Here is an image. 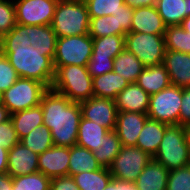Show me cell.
Here are the masks:
<instances>
[{"label":"cell","instance_id":"cell-1","mask_svg":"<svg viewBox=\"0 0 190 190\" xmlns=\"http://www.w3.org/2000/svg\"><path fill=\"white\" fill-rule=\"evenodd\" d=\"M57 38L51 25L17 23L0 38V52L20 78L35 79L51 88Z\"/></svg>","mask_w":190,"mask_h":190},{"label":"cell","instance_id":"cell-2","mask_svg":"<svg viewBox=\"0 0 190 190\" xmlns=\"http://www.w3.org/2000/svg\"><path fill=\"white\" fill-rule=\"evenodd\" d=\"M43 125L47 126L56 146L76 145L81 119L80 103L49 88L42 96Z\"/></svg>","mask_w":190,"mask_h":190},{"label":"cell","instance_id":"cell-3","mask_svg":"<svg viewBox=\"0 0 190 190\" xmlns=\"http://www.w3.org/2000/svg\"><path fill=\"white\" fill-rule=\"evenodd\" d=\"M90 16L84 0H59L51 27L60 37L89 34Z\"/></svg>","mask_w":190,"mask_h":190},{"label":"cell","instance_id":"cell-4","mask_svg":"<svg viewBox=\"0 0 190 190\" xmlns=\"http://www.w3.org/2000/svg\"><path fill=\"white\" fill-rule=\"evenodd\" d=\"M51 89L68 97L71 102H83L93 97L92 76L87 66H59Z\"/></svg>","mask_w":190,"mask_h":190},{"label":"cell","instance_id":"cell-5","mask_svg":"<svg viewBox=\"0 0 190 190\" xmlns=\"http://www.w3.org/2000/svg\"><path fill=\"white\" fill-rule=\"evenodd\" d=\"M153 159L169 171L190 165V146L186 126L168 125Z\"/></svg>","mask_w":190,"mask_h":190},{"label":"cell","instance_id":"cell-6","mask_svg":"<svg viewBox=\"0 0 190 190\" xmlns=\"http://www.w3.org/2000/svg\"><path fill=\"white\" fill-rule=\"evenodd\" d=\"M49 88L35 79L18 78L3 93L2 104L11 114L40 105L43 94Z\"/></svg>","mask_w":190,"mask_h":190},{"label":"cell","instance_id":"cell-7","mask_svg":"<svg viewBox=\"0 0 190 190\" xmlns=\"http://www.w3.org/2000/svg\"><path fill=\"white\" fill-rule=\"evenodd\" d=\"M93 39L89 34L57 38L54 69L59 66H87L92 55Z\"/></svg>","mask_w":190,"mask_h":190},{"label":"cell","instance_id":"cell-8","mask_svg":"<svg viewBox=\"0 0 190 190\" xmlns=\"http://www.w3.org/2000/svg\"><path fill=\"white\" fill-rule=\"evenodd\" d=\"M124 45L144 67L163 64L166 51L164 35L130 32L125 35Z\"/></svg>","mask_w":190,"mask_h":190},{"label":"cell","instance_id":"cell-9","mask_svg":"<svg viewBox=\"0 0 190 190\" xmlns=\"http://www.w3.org/2000/svg\"><path fill=\"white\" fill-rule=\"evenodd\" d=\"M182 88L170 85L149 97L147 116L167 125L179 124Z\"/></svg>","mask_w":190,"mask_h":190},{"label":"cell","instance_id":"cell-10","mask_svg":"<svg viewBox=\"0 0 190 190\" xmlns=\"http://www.w3.org/2000/svg\"><path fill=\"white\" fill-rule=\"evenodd\" d=\"M152 159L137 146H122L109 170L113 178L134 183Z\"/></svg>","mask_w":190,"mask_h":190},{"label":"cell","instance_id":"cell-11","mask_svg":"<svg viewBox=\"0 0 190 190\" xmlns=\"http://www.w3.org/2000/svg\"><path fill=\"white\" fill-rule=\"evenodd\" d=\"M59 0H13L16 21L21 25H51Z\"/></svg>","mask_w":190,"mask_h":190},{"label":"cell","instance_id":"cell-12","mask_svg":"<svg viewBox=\"0 0 190 190\" xmlns=\"http://www.w3.org/2000/svg\"><path fill=\"white\" fill-rule=\"evenodd\" d=\"M80 109L82 118L97 122L109 131L115 129L118 112L115 100L93 96L80 102Z\"/></svg>","mask_w":190,"mask_h":190},{"label":"cell","instance_id":"cell-13","mask_svg":"<svg viewBox=\"0 0 190 190\" xmlns=\"http://www.w3.org/2000/svg\"><path fill=\"white\" fill-rule=\"evenodd\" d=\"M70 147L53 145L38 156V171L50 179L68 176Z\"/></svg>","mask_w":190,"mask_h":190},{"label":"cell","instance_id":"cell-14","mask_svg":"<svg viewBox=\"0 0 190 190\" xmlns=\"http://www.w3.org/2000/svg\"><path fill=\"white\" fill-rule=\"evenodd\" d=\"M149 117L144 113L118 111L114 131L122 146H136L139 133Z\"/></svg>","mask_w":190,"mask_h":190},{"label":"cell","instance_id":"cell-15","mask_svg":"<svg viewBox=\"0 0 190 190\" xmlns=\"http://www.w3.org/2000/svg\"><path fill=\"white\" fill-rule=\"evenodd\" d=\"M38 156L21 142L17 143L8 152L7 174L13 178L38 172Z\"/></svg>","mask_w":190,"mask_h":190},{"label":"cell","instance_id":"cell-16","mask_svg":"<svg viewBox=\"0 0 190 190\" xmlns=\"http://www.w3.org/2000/svg\"><path fill=\"white\" fill-rule=\"evenodd\" d=\"M163 65L169 74L171 85L190 87V54L166 50Z\"/></svg>","mask_w":190,"mask_h":190},{"label":"cell","instance_id":"cell-17","mask_svg":"<svg viewBox=\"0 0 190 190\" xmlns=\"http://www.w3.org/2000/svg\"><path fill=\"white\" fill-rule=\"evenodd\" d=\"M149 97L137 83H130L115 98L117 111L147 114Z\"/></svg>","mask_w":190,"mask_h":190},{"label":"cell","instance_id":"cell-18","mask_svg":"<svg viewBox=\"0 0 190 190\" xmlns=\"http://www.w3.org/2000/svg\"><path fill=\"white\" fill-rule=\"evenodd\" d=\"M166 27L155 6L134 9L131 32L165 35Z\"/></svg>","mask_w":190,"mask_h":190},{"label":"cell","instance_id":"cell-19","mask_svg":"<svg viewBox=\"0 0 190 190\" xmlns=\"http://www.w3.org/2000/svg\"><path fill=\"white\" fill-rule=\"evenodd\" d=\"M169 170L154 159L134 182L138 190H166Z\"/></svg>","mask_w":190,"mask_h":190},{"label":"cell","instance_id":"cell-20","mask_svg":"<svg viewBox=\"0 0 190 190\" xmlns=\"http://www.w3.org/2000/svg\"><path fill=\"white\" fill-rule=\"evenodd\" d=\"M130 83L114 71L92 78L93 94L96 97L115 100Z\"/></svg>","mask_w":190,"mask_h":190},{"label":"cell","instance_id":"cell-21","mask_svg":"<svg viewBox=\"0 0 190 190\" xmlns=\"http://www.w3.org/2000/svg\"><path fill=\"white\" fill-rule=\"evenodd\" d=\"M136 83L149 95L158 93L171 85L169 74L163 64L144 67Z\"/></svg>","mask_w":190,"mask_h":190},{"label":"cell","instance_id":"cell-22","mask_svg":"<svg viewBox=\"0 0 190 190\" xmlns=\"http://www.w3.org/2000/svg\"><path fill=\"white\" fill-rule=\"evenodd\" d=\"M168 125L147 119L139 133L136 146L152 157L156 154Z\"/></svg>","mask_w":190,"mask_h":190},{"label":"cell","instance_id":"cell-23","mask_svg":"<svg viewBox=\"0 0 190 190\" xmlns=\"http://www.w3.org/2000/svg\"><path fill=\"white\" fill-rule=\"evenodd\" d=\"M155 7L166 26L180 25L190 15V0H156Z\"/></svg>","mask_w":190,"mask_h":190},{"label":"cell","instance_id":"cell-24","mask_svg":"<svg viewBox=\"0 0 190 190\" xmlns=\"http://www.w3.org/2000/svg\"><path fill=\"white\" fill-rule=\"evenodd\" d=\"M109 130L97 122L82 118L79 122L76 144L92 152L100 147L103 137Z\"/></svg>","mask_w":190,"mask_h":190},{"label":"cell","instance_id":"cell-25","mask_svg":"<svg viewBox=\"0 0 190 190\" xmlns=\"http://www.w3.org/2000/svg\"><path fill=\"white\" fill-rule=\"evenodd\" d=\"M11 121L19 140H21L34 128L43 125L41 105L11 114Z\"/></svg>","mask_w":190,"mask_h":190},{"label":"cell","instance_id":"cell-26","mask_svg":"<svg viewBox=\"0 0 190 190\" xmlns=\"http://www.w3.org/2000/svg\"><path fill=\"white\" fill-rule=\"evenodd\" d=\"M143 69L142 62L126 49H123L113 61V71L129 83H136Z\"/></svg>","mask_w":190,"mask_h":190},{"label":"cell","instance_id":"cell-27","mask_svg":"<svg viewBox=\"0 0 190 190\" xmlns=\"http://www.w3.org/2000/svg\"><path fill=\"white\" fill-rule=\"evenodd\" d=\"M101 168L94 153L79 145L70 147L68 175L73 176L82 172L95 171Z\"/></svg>","mask_w":190,"mask_h":190},{"label":"cell","instance_id":"cell-28","mask_svg":"<svg viewBox=\"0 0 190 190\" xmlns=\"http://www.w3.org/2000/svg\"><path fill=\"white\" fill-rule=\"evenodd\" d=\"M80 190H104L112 179L109 168L82 172L72 176Z\"/></svg>","mask_w":190,"mask_h":190},{"label":"cell","instance_id":"cell-29","mask_svg":"<svg viewBox=\"0 0 190 190\" xmlns=\"http://www.w3.org/2000/svg\"><path fill=\"white\" fill-rule=\"evenodd\" d=\"M122 148L117 133L108 131L103 137L102 144L93 153L101 167L109 168Z\"/></svg>","mask_w":190,"mask_h":190},{"label":"cell","instance_id":"cell-30","mask_svg":"<svg viewBox=\"0 0 190 190\" xmlns=\"http://www.w3.org/2000/svg\"><path fill=\"white\" fill-rule=\"evenodd\" d=\"M93 39L91 56L112 57L113 59L125 49V35H109Z\"/></svg>","mask_w":190,"mask_h":190},{"label":"cell","instance_id":"cell-31","mask_svg":"<svg viewBox=\"0 0 190 190\" xmlns=\"http://www.w3.org/2000/svg\"><path fill=\"white\" fill-rule=\"evenodd\" d=\"M20 142L38 155L54 145L51 131L45 125L34 128L29 134L23 137Z\"/></svg>","mask_w":190,"mask_h":190},{"label":"cell","instance_id":"cell-32","mask_svg":"<svg viewBox=\"0 0 190 190\" xmlns=\"http://www.w3.org/2000/svg\"><path fill=\"white\" fill-rule=\"evenodd\" d=\"M126 34L122 27H118V22L113 15L90 17L89 35L92 38Z\"/></svg>","mask_w":190,"mask_h":190},{"label":"cell","instance_id":"cell-33","mask_svg":"<svg viewBox=\"0 0 190 190\" xmlns=\"http://www.w3.org/2000/svg\"><path fill=\"white\" fill-rule=\"evenodd\" d=\"M164 38L166 50L190 54V33L180 25L167 26Z\"/></svg>","mask_w":190,"mask_h":190},{"label":"cell","instance_id":"cell-34","mask_svg":"<svg viewBox=\"0 0 190 190\" xmlns=\"http://www.w3.org/2000/svg\"><path fill=\"white\" fill-rule=\"evenodd\" d=\"M50 178L41 172L12 178V190H50Z\"/></svg>","mask_w":190,"mask_h":190},{"label":"cell","instance_id":"cell-35","mask_svg":"<svg viewBox=\"0 0 190 190\" xmlns=\"http://www.w3.org/2000/svg\"><path fill=\"white\" fill-rule=\"evenodd\" d=\"M84 2L90 17L113 15L124 4V0H84Z\"/></svg>","mask_w":190,"mask_h":190},{"label":"cell","instance_id":"cell-36","mask_svg":"<svg viewBox=\"0 0 190 190\" xmlns=\"http://www.w3.org/2000/svg\"><path fill=\"white\" fill-rule=\"evenodd\" d=\"M166 190H190V165L169 171Z\"/></svg>","mask_w":190,"mask_h":190},{"label":"cell","instance_id":"cell-37","mask_svg":"<svg viewBox=\"0 0 190 190\" xmlns=\"http://www.w3.org/2000/svg\"><path fill=\"white\" fill-rule=\"evenodd\" d=\"M17 24L13 0H0V38Z\"/></svg>","mask_w":190,"mask_h":190},{"label":"cell","instance_id":"cell-38","mask_svg":"<svg viewBox=\"0 0 190 190\" xmlns=\"http://www.w3.org/2000/svg\"><path fill=\"white\" fill-rule=\"evenodd\" d=\"M18 78L16 70L11 66L7 57L0 52V91L4 93Z\"/></svg>","mask_w":190,"mask_h":190},{"label":"cell","instance_id":"cell-39","mask_svg":"<svg viewBox=\"0 0 190 190\" xmlns=\"http://www.w3.org/2000/svg\"><path fill=\"white\" fill-rule=\"evenodd\" d=\"M113 61L112 57L91 56L87 64V70L92 78L108 73L113 71Z\"/></svg>","mask_w":190,"mask_h":190},{"label":"cell","instance_id":"cell-40","mask_svg":"<svg viewBox=\"0 0 190 190\" xmlns=\"http://www.w3.org/2000/svg\"><path fill=\"white\" fill-rule=\"evenodd\" d=\"M20 140L14 129V125L11 119L7 122L0 124V146L6 150H10L14 147Z\"/></svg>","mask_w":190,"mask_h":190},{"label":"cell","instance_id":"cell-41","mask_svg":"<svg viewBox=\"0 0 190 190\" xmlns=\"http://www.w3.org/2000/svg\"><path fill=\"white\" fill-rule=\"evenodd\" d=\"M133 12L134 9L129 7L126 3L120 6V10L116 13H113L115 16L116 21L118 22V27H122V29L126 33L131 32V22L133 19Z\"/></svg>","mask_w":190,"mask_h":190},{"label":"cell","instance_id":"cell-42","mask_svg":"<svg viewBox=\"0 0 190 190\" xmlns=\"http://www.w3.org/2000/svg\"><path fill=\"white\" fill-rule=\"evenodd\" d=\"M179 125H190V87L182 88V101L179 114Z\"/></svg>","mask_w":190,"mask_h":190},{"label":"cell","instance_id":"cell-43","mask_svg":"<svg viewBox=\"0 0 190 190\" xmlns=\"http://www.w3.org/2000/svg\"><path fill=\"white\" fill-rule=\"evenodd\" d=\"M50 190H80L72 176H61L50 180Z\"/></svg>","mask_w":190,"mask_h":190},{"label":"cell","instance_id":"cell-44","mask_svg":"<svg viewBox=\"0 0 190 190\" xmlns=\"http://www.w3.org/2000/svg\"><path fill=\"white\" fill-rule=\"evenodd\" d=\"M132 9H138L140 7H150L156 5V0H124Z\"/></svg>","mask_w":190,"mask_h":190},{"label":"cell","instance_id":"cell-45","mask_svg":"<svg viewBox=\"0 0 190 190\" xmlns=\"http://www.w3.org/2000/svg\"><path fill=\"white\" fill-rule=\"evenodd\" d=\"M104 190H127V181L119 180L112 177Z\"/></svg>","mask_w":190,"mask_h":190},{"label":"cell","instance_id":"cell-46","mask_svg":"<svg viewBox=\"0 0 190 190\" xmlns=\"http://www.w3.org/2000/svg\"><path fill=\"white\" fill-rule=\"evenodd\" d=\"M8 152L9 150L0 146V175L7 173Z\"/></svg>","mask_w":190,"mask_h":190},{"label":"cell","instance_id":"cell-47","mask_svg":"<svg viewBox=\"0 0 190 190\" xmlns=\"http://www.w3.org/2000/svg\"><path fill=\"white\" fill-rule=\"evenodd\" d=\"M0 190H12V178L7 173L0 175Z\"/></svg>","mask_w":190,"mask_h":190},{"label":"cell","instance_id":"cell-48","mask_svg":"<svg viewBox=\"0 0 190 190\" xmlns=\"http://www.w3.org/2000/svg\"><path fill=\"white\" fill-rule=\"evenodd\" d=\"M11 119V113L3 104L0 105V124Z\"/></svg>","mask_w":190,"mask_h":190},{"label":"cell","instance_id":"cell-49","mask_svg":"<svg viewBox=\"0 0 190 190\" xmlns=\"http://www.w3.org/2000/svg\"><path fill=\"white\" fill-rule=\"evenodd\" d=\"M180 26L186 31L190 33V15L188 17H186L182 23L180 24Z\"/></svg>","mask_w":190,"mask_h":190},{"label":"cell","instance_id":"cell-50","mask_svg":"<svg viewBox=\"0 0 190 190\" xmlns=\"http://www.w3.org/2000/svg\"><path fill=\"white\" fill-rule=\"evenodd\" d=\"M127 190H138V189L135 187V183L127 181Z\"/></svg>","mask_w":190,"mask_h":190},{"label":"cell","instance_id":"cell-51","mask_svg":"<svg viewBox=\"0 0 190 190\" xmlns=\"http://www.w3.org/2000/svg\"><path fill=\"white\" fill-rule=\"evenodd\" d=\"M186 129H187L188 143H189V146H190V125L186 126Z\"/></svg>","mask_w":190,"mask_h":190},{"label":"cell","instance_id":"cell-52","mask_svg":"<svg viewBox=\"0 0 190 190\" xmlns=\"http://www.w3.org/2000/svg\"><path fill=\"white\" fill-rule=\"evenodd\" d=\"M2 101H3V92L0 91V105L2 104Z\"/></svg>","mask_w":190,"mask_h":190}]
</instances>
